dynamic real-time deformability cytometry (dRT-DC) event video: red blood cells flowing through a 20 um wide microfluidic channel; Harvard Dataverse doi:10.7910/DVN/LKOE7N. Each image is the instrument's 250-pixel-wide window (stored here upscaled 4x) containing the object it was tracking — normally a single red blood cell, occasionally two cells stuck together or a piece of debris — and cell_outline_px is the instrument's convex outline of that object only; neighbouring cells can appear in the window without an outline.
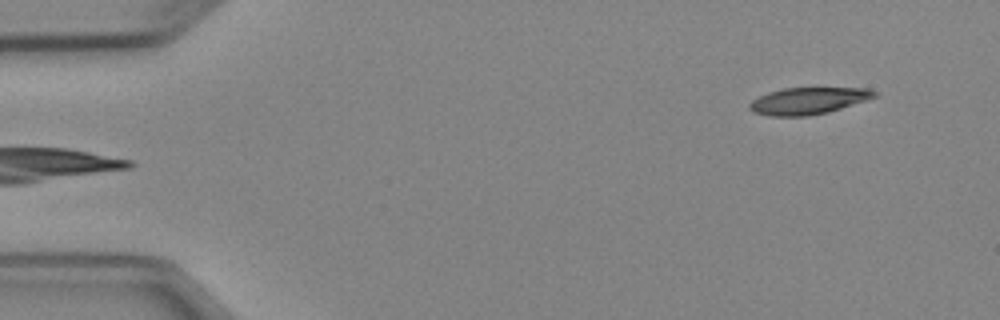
{"species": "Egyptian fruit bat (a non-hibernating species)", "species_latin": "Rousettus aegyptiacus", "temperature_condition": "cold", "stored_images_in_passage": 3, "camera_frame_rate_fps": 3000, "um_per_image_px": 0.085, "animal": {"sex": "female"}, "frame": {"image": 1, "passage_image": 1, "time_ms": 0.0, "image_size_px": [1000, 320], "cell_outline_px": [[880, 96], [828, 112], [808, 116], [768, 116], [752, 112], [748, 108], [748, 104], [752, 100], [768, 92], [784, 88], [868, 88], [876, 92]], "centroid_in_image_um": [68.69, 8.57], "position_along_channel_um": 16.3, "area_um2": 19.65}}